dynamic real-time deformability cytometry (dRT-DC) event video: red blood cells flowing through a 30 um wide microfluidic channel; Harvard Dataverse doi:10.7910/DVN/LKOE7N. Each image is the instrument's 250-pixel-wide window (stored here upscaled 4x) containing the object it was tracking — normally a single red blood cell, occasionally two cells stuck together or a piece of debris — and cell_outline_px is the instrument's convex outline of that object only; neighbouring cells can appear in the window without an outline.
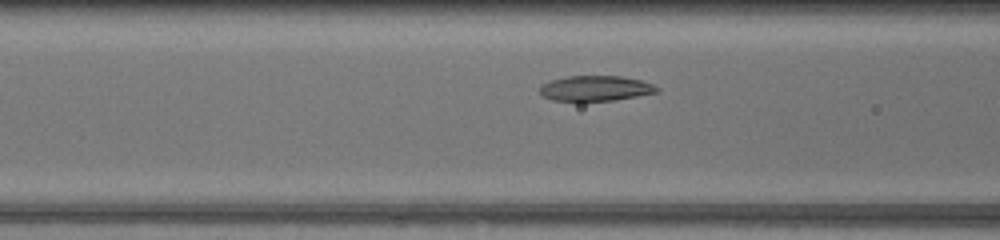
{"species": "common noctule bat (a hibernating species)", "species_latin": "Nyctalus noctula", "temperature_condition": "warm", "stored_images_in_passage": 27, "camera_frame_rate_fps": 3000, "um_per_image_px": 0.085, "animal": {"sex": "female", "body_mass_g": 17.0, "forearm_length_mm": 48.0}, "frame": {"image": 1, "passage_image": 8, "time_ms": 2.333, "image_size_px": [1000, 240], "cell_outline_px": [[660, 92], [612, 100], [580, 104], [552, 100], [544, 96], [540, 92], [540, 84], [552, 80], [568, 76], [620, 76], [640, 80], [652, 84], [660, 88]], "centroid_in_image_um": [50.58, 7.55], "position_along_channel_um": 116.0, "area_um2": 17.86}}
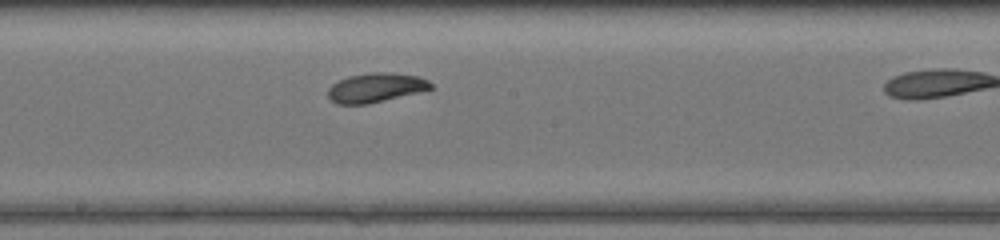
{"frame": {"image": 2, "passage_image": 15, "time_ms": 4.667, "image_size_px": [1000, 240], "cell_outline_px": [[432, 88], [368, 104], [336, 104], [328, 96], [328, 88], [332, 84], [348, 76], [368, 72], [392, 72], [420, 76], [428, 80], [432, 84]], "centroid_in_image_um": [31.92, 7.43], "position_along_channel_um": 216.3, "area_um2": 17.46}}
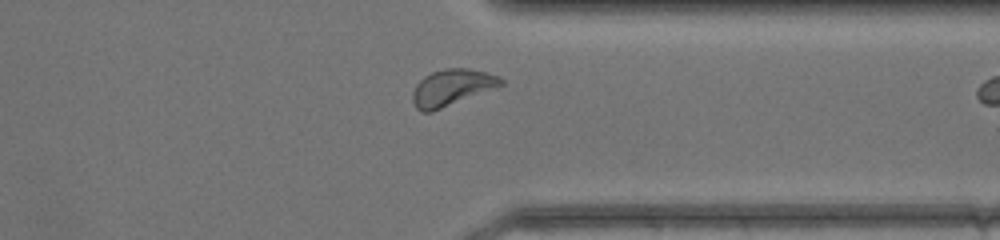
{"frame": {"image": 3, "passage_image": 26, "time_ms": 8.333, "image_size_px": [1000, 240], "cell_outline_px": [[504, 84], [496, 88], [432, 112], [424, 112], [416, 108], [412, 100], [412, 92], [416, 84], [424, 76], [432, 72], [444, 68], [468, 68], [500, 76], [504, 80]], "centroid_in_image_um": [38.41, 7.44], "position_along_channel_um": 373.0, "area_um2": 18.84}}